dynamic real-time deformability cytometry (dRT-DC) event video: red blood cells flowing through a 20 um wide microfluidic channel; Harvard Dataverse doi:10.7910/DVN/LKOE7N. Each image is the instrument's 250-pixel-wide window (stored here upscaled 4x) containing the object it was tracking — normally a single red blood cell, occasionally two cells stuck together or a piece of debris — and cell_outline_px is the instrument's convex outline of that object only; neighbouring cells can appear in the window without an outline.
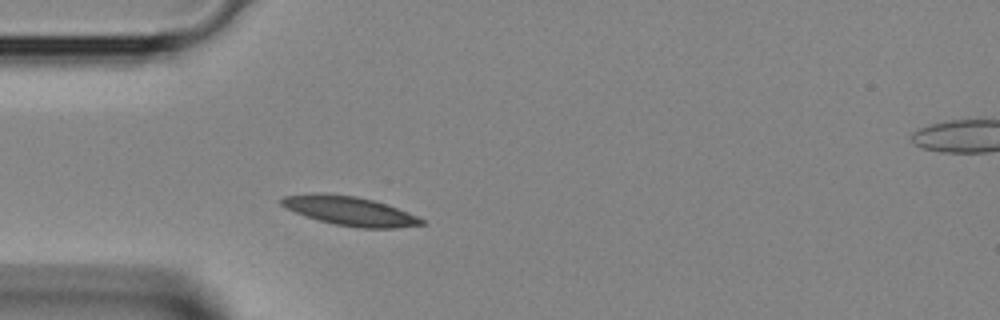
{"species": "Egyptian fruit bat (a non-hibernating species)", "species_latin": "Rousettus aegyptiacus", "temperature_condition": "room temperature", "stored_images_in_passage": 2, "camera_frame_rate_fps": 3000, "um_per_image_px": 0.085, "animal": {"sex": "female"}, "frame": {"image": 1, "passage_image": 1, "time_ms": 0.0, "image_size_px": [1000, 320], "cell_outline_px": [[428, 224], [396, 228], [360, 228], [336, 224], [320, 220], [296, 212], [280, 204], [280, 200], [284, 196], [312, 192], [324, 192], [356, 196], [388, 204], [416, 216], [424, 220]], "centroid_in_image_um": [29.75, 17.91], "position_along_channel_um": 55.2, "area_um2": 23.7}}